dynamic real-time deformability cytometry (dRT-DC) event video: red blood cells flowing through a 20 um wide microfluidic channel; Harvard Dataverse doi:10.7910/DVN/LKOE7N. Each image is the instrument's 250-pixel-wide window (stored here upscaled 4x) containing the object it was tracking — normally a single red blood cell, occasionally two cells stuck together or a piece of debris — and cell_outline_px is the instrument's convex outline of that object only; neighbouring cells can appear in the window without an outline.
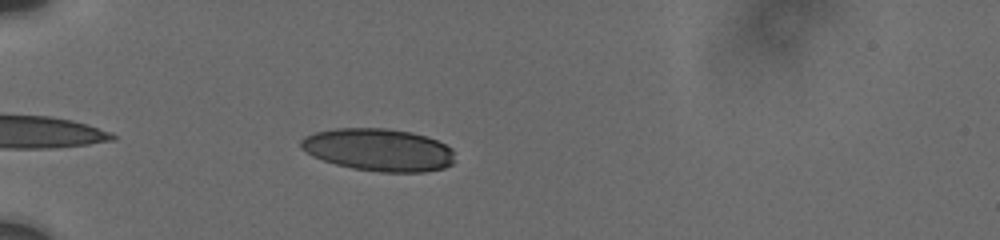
{"species": "human", "species_latin": "Homo sapiens", "temperature_condition": "cold", "stored_images_in_passage": 5, "camera_frame_rate_fps": 3000, "um_per_image_px": 0.085, "donor": {"sex": "male"}, "frame": {"image": 1, "passage_image": 2, "time_ms": 0.333, "image_size_px": [1000, 240], "cell_outline_px": [[452, 164], [444, 168], [424, 172], [380, 172], [352, 168], [336, 164], [312, 156], [300, 148], [300, 140], [304, 136], [316, 132], [336, 128], [388, 128], [412, 132], [436, 140], [452, 148]], "centroid_in_image_um": [32.15, 12.73], "position_along_channel_um": 52.9, "area_um2": 38.09}}